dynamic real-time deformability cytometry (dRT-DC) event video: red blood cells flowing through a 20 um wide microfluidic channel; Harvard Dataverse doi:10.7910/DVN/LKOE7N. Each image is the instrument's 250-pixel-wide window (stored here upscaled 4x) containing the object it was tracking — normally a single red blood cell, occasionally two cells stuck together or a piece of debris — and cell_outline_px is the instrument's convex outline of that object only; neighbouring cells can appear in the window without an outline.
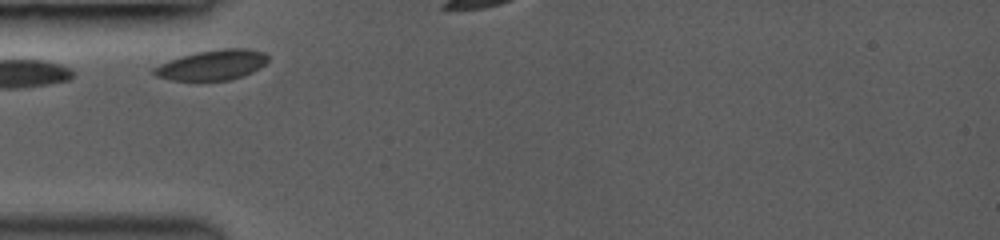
{"species": "common noctule bat (a hibernating species)", "species_latin": "Nyctalus noctula", "temperature_condition": "room temperature", "stored_images_in_passage": 3, "camera_frame_rate_fps": 3000, "um_per_image_px": 0.085, "animal": {"sex": "female", "body_mass_g": 19.0, "forearm_length_mm": 53.3}, "frame": {"image": 1, "passage_image": 1, "time_ms": 0.0, "image_size_px": [1000, 240], "cell_outline_px": [[268, 60], [260, 68], [244, 76], [232, 80], [196, 84], [168, 80], [156, 76], [152, 72], [152, 68], [160, 64], [180, 56], [196, 52], [224, 48], [248, 48], [264, 52], [268, 56]], "centroid_in_image_um": [18.0, 5.58], "position_along_channel_um": 67.0, "area_um2": 21.1}}